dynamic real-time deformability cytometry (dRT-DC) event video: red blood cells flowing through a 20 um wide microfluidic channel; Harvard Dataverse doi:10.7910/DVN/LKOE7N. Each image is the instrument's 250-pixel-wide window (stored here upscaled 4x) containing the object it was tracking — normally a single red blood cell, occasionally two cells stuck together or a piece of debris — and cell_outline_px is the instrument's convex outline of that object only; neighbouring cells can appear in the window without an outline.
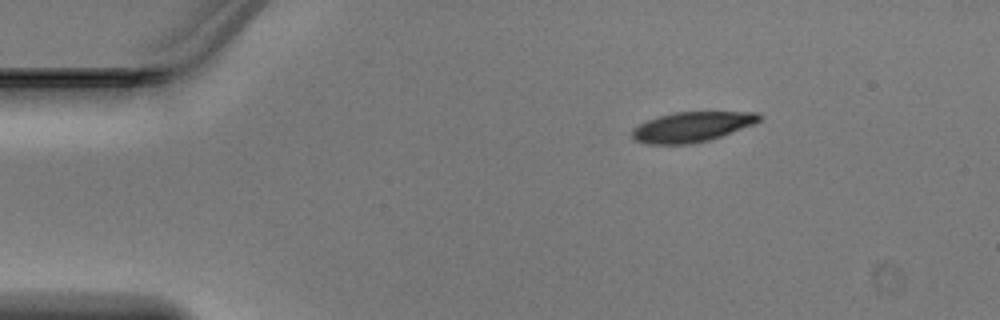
{"species": "Egyptian fruit bat (a non-hibernating species)", "species_latin": "Rousettus aegyptiacus", "temperature_condition": "warm", "stored_images_in_passage": 41, "camera_frame_rate_fps": 3000, "um_per_image_px": 0.085, "animal": {"sex": "male"}, "frame": {"image": 1, "passage_image": 1, "time_ms": 0.0, "image_size_px": [1000, 320], "cell_outline_px": [[764, 116], [760, 120], [752, 124], [720, 136], [708, 140], [692, 144], [644, 144], [632, 140], [632, 128], [648, 120], [660, 116], [676, 112], [760, 112]], "centroid_in_image_um": [58.78, 10.79], "position_along_channel_um": 26.2, "area_um2": 22.14}}
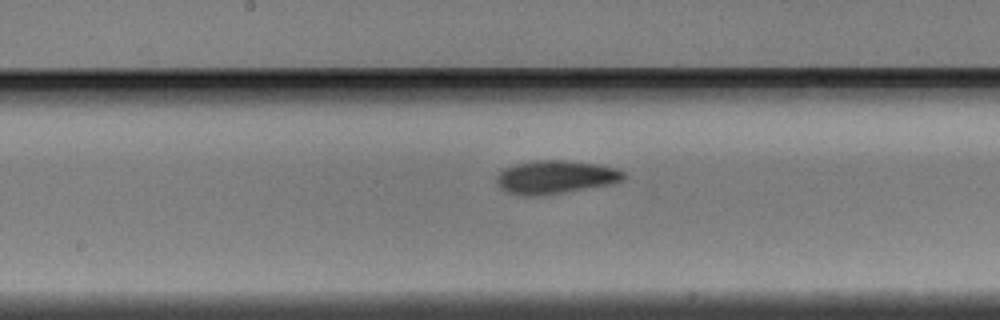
{"frame": {"image": 2, "passage_image": 18, "time_ms": 5.667, "image_size_px": [1000, 320], "cell_outline_px": [[628, 176], [624, 180], [612, 184], [540, 196], [516, 196], [500, 188], [496, 184], [496, 176], [504, 168], [516, 164], [532, 160], [564, 160], [600, 164], [616, 168], [624, 172]], "centroid_in_image_um": [47.22, 15.06], "position_along_channel_um": 201.0, "area_um2": 25.09}}
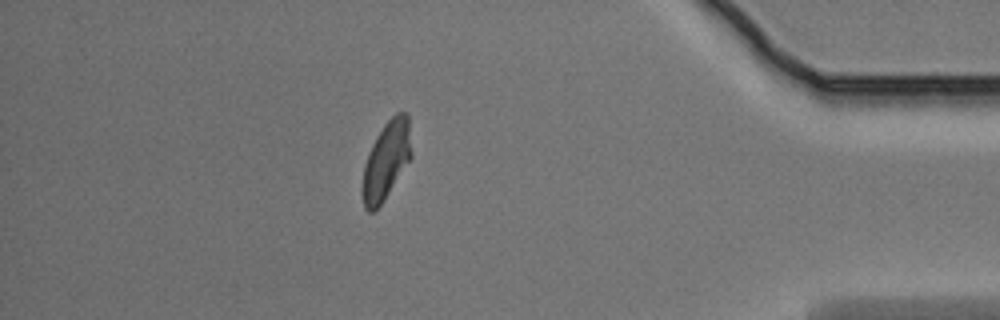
{"frame": {"image": 3, "passage_image": 35, "time_ms": 11.333, "image_size_px": [1000, 320], "cell_outline_px": [[412, 156], [380, 204], [372, 212], [368, 212], [364, 208], [364, 164], [368, 152], [376, 136], [384, 124], [396, 112], [408, 112], [412, 152]], "centroid_in_image_um": [32.86, 13.54], "position_along_channel_um": 402.3, "area_um2": 21.68}}